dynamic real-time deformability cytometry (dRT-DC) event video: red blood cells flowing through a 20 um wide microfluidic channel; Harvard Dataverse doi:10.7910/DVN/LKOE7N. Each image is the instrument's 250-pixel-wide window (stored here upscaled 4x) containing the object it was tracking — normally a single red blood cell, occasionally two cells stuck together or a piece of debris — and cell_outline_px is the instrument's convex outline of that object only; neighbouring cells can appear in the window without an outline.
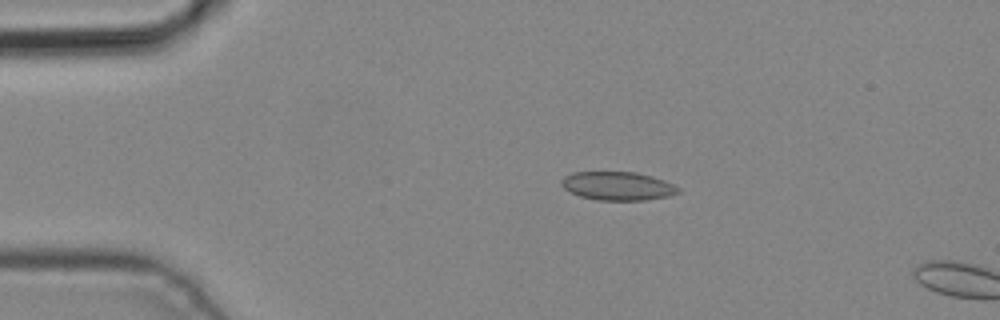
{"species": "common noctule bat (a hibernating species)", "species_latin": "Nyctalus noctula", "temperature_condition": "cold", "stored_images_in_passage": 4, "camera_frame_rate_fps": 3000, "um_per_image_px": 0.085, "animal": {"sex": "male", "body_mass_g": 19.2, "forearm_length_mm": 51.8}, "frame": {"image": 1, "passage_image": 3, "time_ms": 0.667, "image_size_px": [1000, 320], "cell_outline_px": [[680, 192], [668, 196], [644, 200], [596, 200], [580, 196], [564, 188], [560, 184], [560, 180], [564, 176], [572, 172], [636, 172], [652, 176], [664, 180], [680, 188]], "centroid_in_image_um": [52.49, 15.8], "position_along_channel_um": 32.5, "area_um2": 19.42}}